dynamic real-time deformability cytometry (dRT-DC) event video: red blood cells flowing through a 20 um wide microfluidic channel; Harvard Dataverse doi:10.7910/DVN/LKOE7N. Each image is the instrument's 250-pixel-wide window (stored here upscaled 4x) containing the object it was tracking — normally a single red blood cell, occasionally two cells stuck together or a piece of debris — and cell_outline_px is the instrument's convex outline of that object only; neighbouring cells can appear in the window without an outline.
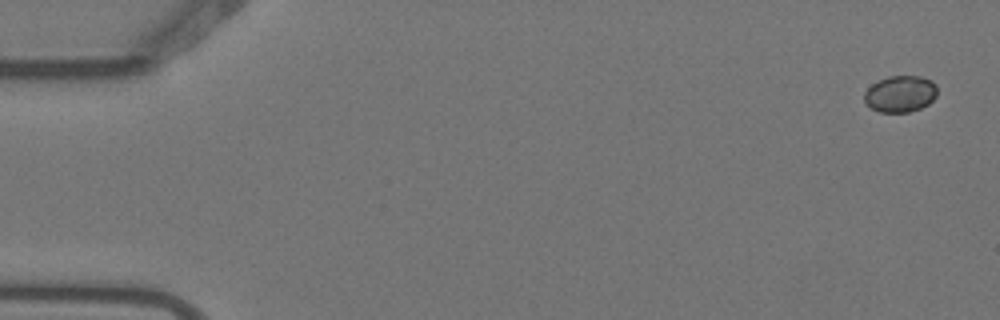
{"species": "Egyptian fruit bat (a non-hibernating species)", "species_latin": "Rousettus aegyptiacus", "temperature_condition": "warm", "stored_images_in_passage": 8, "camera_frame_rate_fps": 3000, "um_per_image_px": 0.085, "animal": {"sex": "female"}, "frame": {"image": 1, "passage_image": 1, "time_ms": 0.0, "image_size_px": [1000, 320], "cell_outline_px": [[936, 96], [928, 104], [920, 108], [908, 112], [880, 112], [872, 108], [864, 100], [864, 92], [872, 84], [888, 76], [920, 76], [932, 80], [936, 84]], "centroid_in_image_um": [76.54, 7.97], "position_along_channel_um": 8.5, "area_um2": 15.43}}
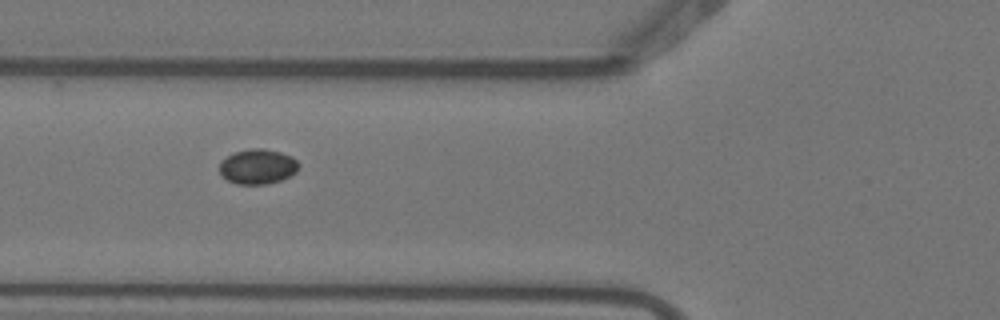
{"frame": {"image": 2, "passage_image": 5, "time_ms": 1.333, "image_size_px": [1000, 320], "cell_outline_px": [[300, 164], [296, 172], [280, 180], [264, 184], [236, 184], [228, 180], [220, 172], [220, 160], [236, 152], [252, 148], [264, 148], [280, 152], [292, 156]], "centroid_in_image_um": [21.91, 14.15], "position_along_channel_um": 103.9, "area_um2": 16.01}}
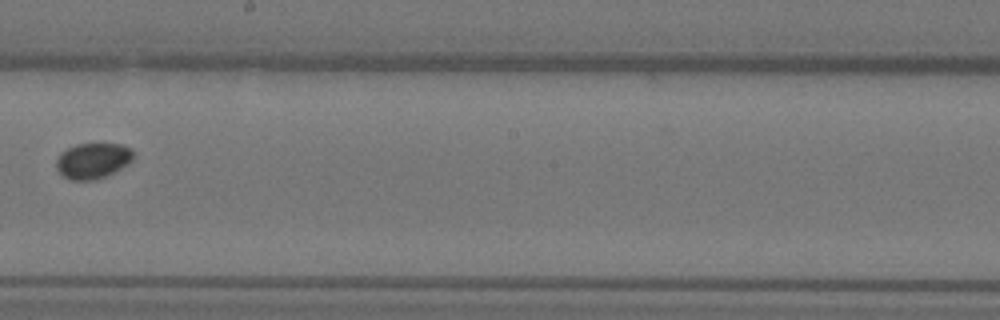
{"frame": {"image": 3, "passage_image": 8, "time_ms": 2.333, "image_size_px": [1000, 320], "cell_outline_px": [[132, 160], [128, 164], [96, 180], [72, 180], [64, 176], [56, 168], [56, 160], [60, 152], [76, 144], [120, 144], [132, 148]], "centroid_in_image_um": [7.87, 13.65], "position_along_channel_um": 240.3, "area_um2": 15.84}}